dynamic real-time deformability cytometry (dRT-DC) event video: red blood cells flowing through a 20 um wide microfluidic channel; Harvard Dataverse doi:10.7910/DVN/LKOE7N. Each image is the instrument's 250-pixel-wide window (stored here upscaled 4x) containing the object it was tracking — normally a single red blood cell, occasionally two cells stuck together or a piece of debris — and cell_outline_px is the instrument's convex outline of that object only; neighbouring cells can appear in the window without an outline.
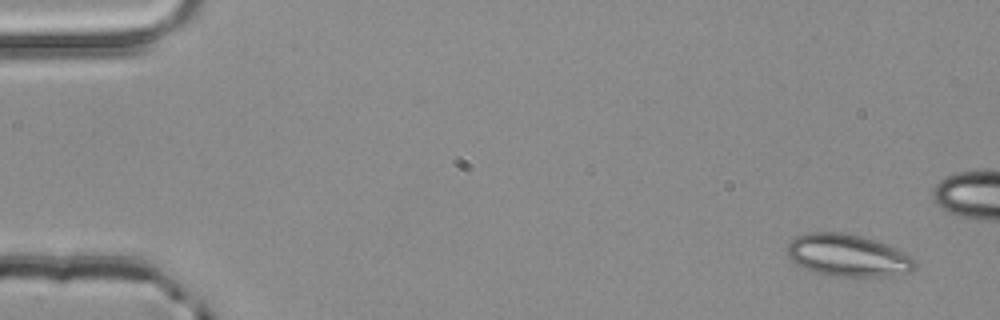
{"species": "common noctule bat (a hibernating species)", "species_latin": "Nyctalus noctula", "temperature_condition": "room temperature", "stored_images_in_passage": 4, "camera_frame_rate_fps": 3000, "um_per_image_px": 0.085, "animal": {"sex": "male", "body_mass_g": 20.4}, "frame": {"image": 1, "passage_image": 1, "time_ms": 0.0, "image_size_px": [1000, 320], "cell_outline_px": [[916, 268], [912, 272], [892, 276], [836, 276], [816, 272], [804, 268], [796, 264], [788, 256], [788, 244], [796, 236], [808, 232], [840, 232], [860, 236], [884, 244], [904, 252], [912, 256], [916, 260]], "centroid_in_image_um": [72.09, 21.72], "position_along_channel_um": 12.9, "area_um2": 31.27}}